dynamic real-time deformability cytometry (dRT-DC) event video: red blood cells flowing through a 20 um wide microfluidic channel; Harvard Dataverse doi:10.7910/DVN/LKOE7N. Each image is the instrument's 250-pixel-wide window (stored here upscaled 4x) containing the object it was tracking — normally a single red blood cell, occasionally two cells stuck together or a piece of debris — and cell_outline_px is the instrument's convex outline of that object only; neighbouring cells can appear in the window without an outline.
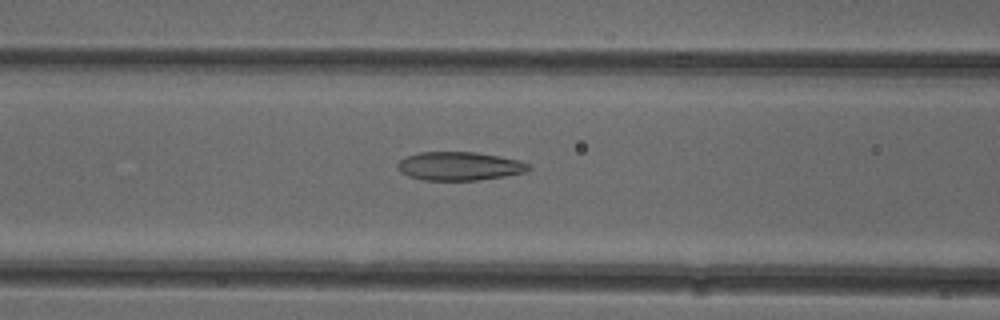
{"species": "common noctule bat (a hibernating species)", "species_latin": "Nyctalus noctula", "temperature_condition": "cold", "stored_images_in_passage": 38, "camera_frame_rate_fps": 3000, "um_per_image_px": 0.085, "animal": {"sex": "female"}, "frame": {"image": 1, "passage_image": 7, "time_ms": 2.0, "image_size_px": [1000, 320], "cell_outline_px": [[532, 168], [528, 172], [504, 176], [476, 180], [424, 180], [408, 176], [400, 172], [396, 168], [396, 164], [404, 156], [420, 152], [476, 152], [520, 160], [528, 164]], "centroid_in_image_um": [39.03, 14.12], "position_along_channel_um": 127.6, "area_um2": 21.96}}
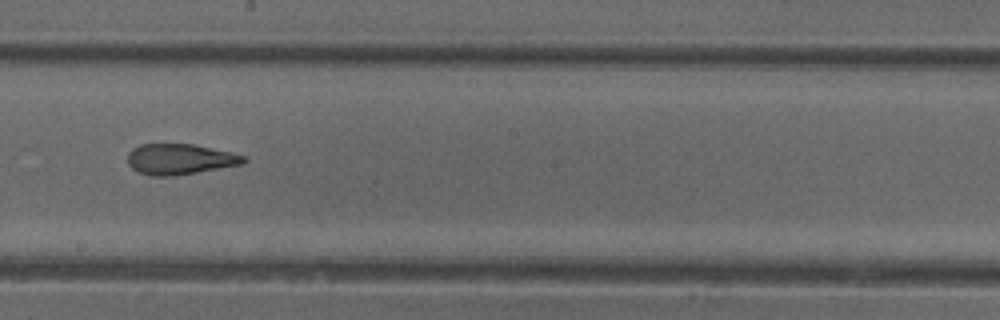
{"frame": {"image": 2, "passage_image": 15, "time_ms": 4.667, "image_size_px": [1000, 320], "cell_outline_px": [[248, 160], [244, 164], [176, 176], [152, 176], [140, 172], [132, 168], [128, 164], [128, 152], [132, 148], [140, 144], [192, 144], [232, 152], [244, 156]], "centroid_in_image_um": [15.31, 13.53], "position_along_channel_um": 232.9, "area_um2": 20.87}}
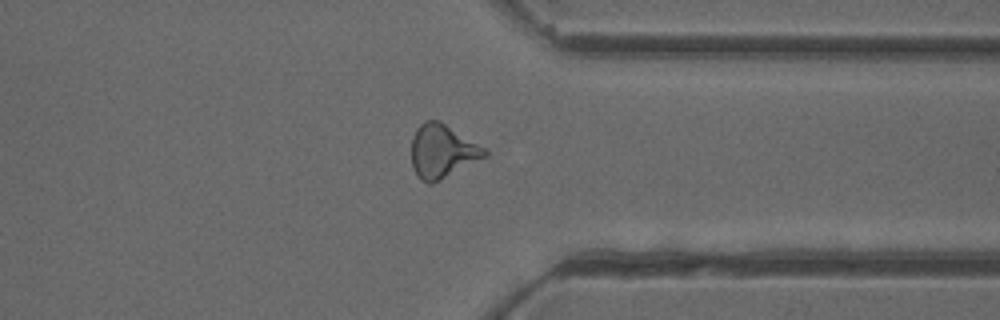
{"frame": {"image": 3, "passage_image": 26, "time_ms": 8.333, "image_size_px": [1000, 320], "cell_outline_px": [[488, 156], [432, 184], [428, 184], [420, 180], [412, 164], [412, 136], [416, 128], [424, 120], [440, 120], [484, 148], [488, 152]], "centroid_in_image_um": [37.58, 12.85], "position_along_channel_um": 373.8, "area_um2": 22.77}, "authors_computed_cell_mechanics": {"area_um2": 21.7617, "velocity_mm_per_s": 3.9405, "shape_relaxation_time_tau1_ms": null, "shape_relaxation_time_tau2_ms": 2.1589, "deformation_change_tau1": null, "deformation_change_tau2": 0.1173}}